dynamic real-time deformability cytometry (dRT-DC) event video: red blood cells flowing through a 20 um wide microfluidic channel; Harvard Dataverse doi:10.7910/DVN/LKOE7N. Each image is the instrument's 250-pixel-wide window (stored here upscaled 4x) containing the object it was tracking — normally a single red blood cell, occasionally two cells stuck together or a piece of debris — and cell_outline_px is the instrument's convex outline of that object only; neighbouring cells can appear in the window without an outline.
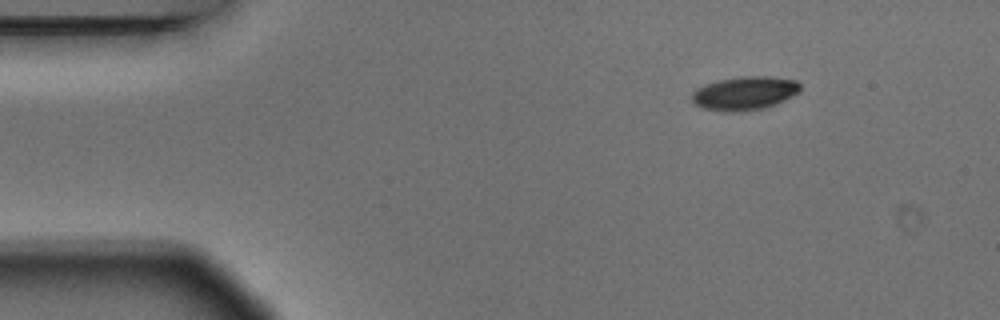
{"species": "Egyptian fruit bat (a non-hibernating species)", "species_latin": "Rousettus aegyptiacus", "temperature_condition": "warm", "stored_images_in_passage": 4, "segment_of_instrument_passage": [1, 2], "camera_frame_rate_fps": 3000, "um_per_image_px": 0.085, "animal": {"sex": "male"}, "frame": {"image": 1, "passage_image": 1, "time_ms": 0.0, "image_size_px": [1000, 320], "cell_outline_px": [[800, 92], [784, 100], [764, 108], [700, 108], [688, 96], [696, 88], [704, 84], [716, 80], [740, 76], [772, 76], [796, 80], [800, 84]], "centroid_in_image_um": [63.3, 7.84], "position_along_channel_um": 21.7, "area_um2": 20.52}}
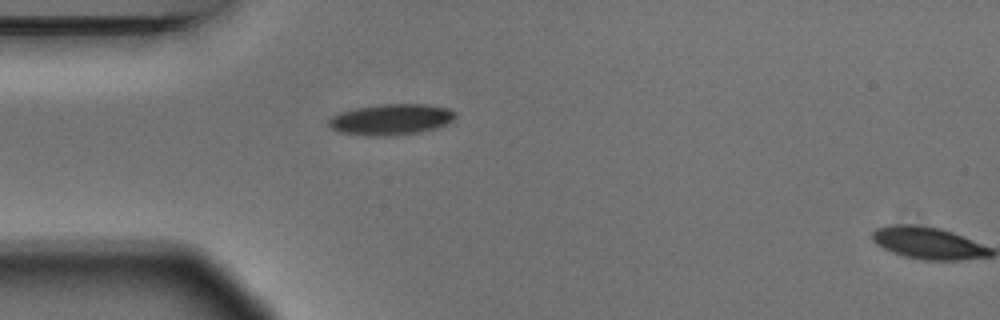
{"frame": {"image": 2, "passage_image": 3, "time_ms": 0.667, "image_size_px": [1000, 320], "cell_outline_px": [[456, 116], [452, 120], [436, 128], [420, 132], [380, 136], [368, 136], [340, 132], [332, 128], [328, 124], [328, 120], [332, 116], [340, 112], [356, 108], [380, 104], [424, 104], [448, 108], [456, 112]], "centroid_in_image_um": [33.23, 10.15], "position_along_channel_um": 51.8, "area_um2": 22.66}}